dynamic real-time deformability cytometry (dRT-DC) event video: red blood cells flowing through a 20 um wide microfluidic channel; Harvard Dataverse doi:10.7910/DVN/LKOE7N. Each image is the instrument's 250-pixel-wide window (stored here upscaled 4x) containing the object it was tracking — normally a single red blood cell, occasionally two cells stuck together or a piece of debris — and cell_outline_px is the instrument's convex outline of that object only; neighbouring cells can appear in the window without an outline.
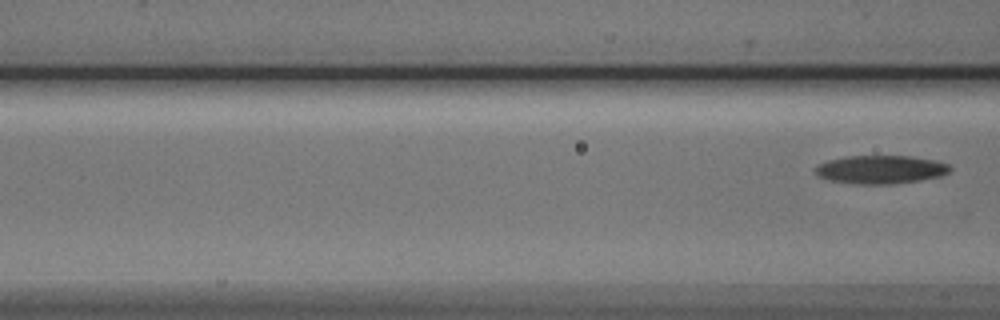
{"species": "Egyptian fruit bat (a non-hibernating species)", "species_latin": "Rousettus aegyptiacus", "temperature_condition": "cold", "stored_images_in_passage": 4, "segment_of_instrument_passage": [2, 2], "camera_frame_rate_fps": 3000, "um_per_image_px": 0.085, "animal": {"sex": "male"}, "frame": {"image": 1, "passage_image": 4, "time_ms": 3.667, "image_size_px": [1000, 320], "cell_outline_px": [[952, 168], [944, 176], [920, 180], [892, 184], [856, 184], [828, 180], [820, 176], [816, 172], [816, 164], [828, 160], [844, 156], [912, 156], [936, 160], [948, 164]], "centroid_in_image_um": [74.88, 14.4], "position_along_channel_um": 91.7, "area_um2": 22.43}}